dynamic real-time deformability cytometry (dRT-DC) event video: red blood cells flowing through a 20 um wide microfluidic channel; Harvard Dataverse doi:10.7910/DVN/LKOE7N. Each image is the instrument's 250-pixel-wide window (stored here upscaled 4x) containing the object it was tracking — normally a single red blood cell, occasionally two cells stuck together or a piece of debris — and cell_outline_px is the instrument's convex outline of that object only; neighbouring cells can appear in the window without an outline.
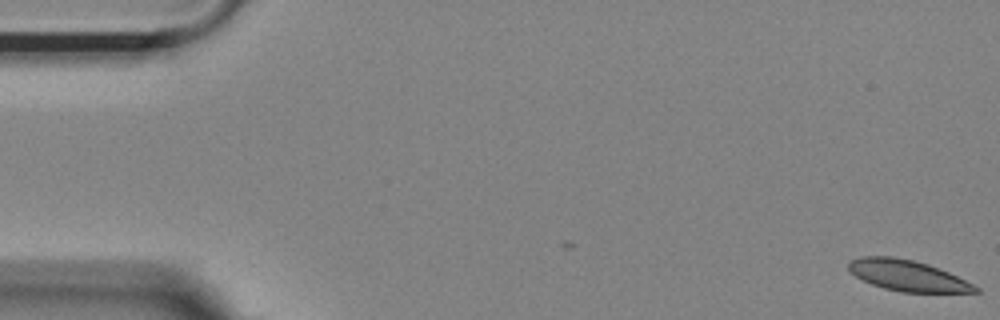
{"species": "Egyptian fruit bat (a non-hibernating species)", "species_latin": "Rousettus aegyptiacus", "temperature_condition": "room temperature", "stored_images_in_passage": 4, "camera_frame_rate_fps": 3000, "um_per_image_px": 0.085, "animal": {"sex": "female"}, "frame": {"image": 1, "passage_image": 4, "time_ms": 1.0, "image_size_px": [1000, 320], "cell_outline_px": [[980, 292], [900, 292], [884, 288], [872, 284], [856, 276], [848, 268], [848, 264], [852, 260], [860, 256], [892, 256], [916, 260], [928, 264], [948, 272], [980, 288]], "centroid_in_image_um": [77.13, 23.41], "position_along_channel_um": 7.9, "area_um2": 22.6}}